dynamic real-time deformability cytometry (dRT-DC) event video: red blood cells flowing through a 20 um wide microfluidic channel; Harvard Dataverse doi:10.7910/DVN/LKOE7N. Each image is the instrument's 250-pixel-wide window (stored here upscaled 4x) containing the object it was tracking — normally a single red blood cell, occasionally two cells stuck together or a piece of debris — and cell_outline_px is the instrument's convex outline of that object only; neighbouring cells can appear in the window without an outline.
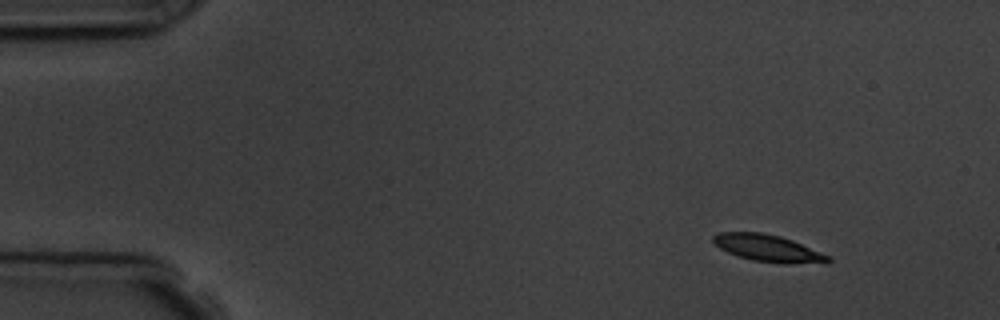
{"species": "common noctule bat (a hibernating species)", "species_latin": "Nyctalus noctula", "temperature_condition": "room temperature", "stored_images_in_passage": 4, "camera_frame_rate_fps": 3000, "um_per_image_px": 0.085, "animal": {"sex": "male", "body_mass_g": 19.5, "forearm_length_mm": 54.6}, "frame": {"image": 1, "passage_image": 1, "time_ms": 0.0, "image_size_px": [1000, 320], "cell_outline_px": [[832, 260], [788, 264], [784, 264], [752, 260], [728, 252], [720, 248], [712, 240], [712, 236], [716, 232], [760, 232], [780, 236], [792, 240], [832, 256]], "centroid_in_image_um": [65.25, 21.08], "position_along_channel_um": 19.8, "area_um2": 17.8}}
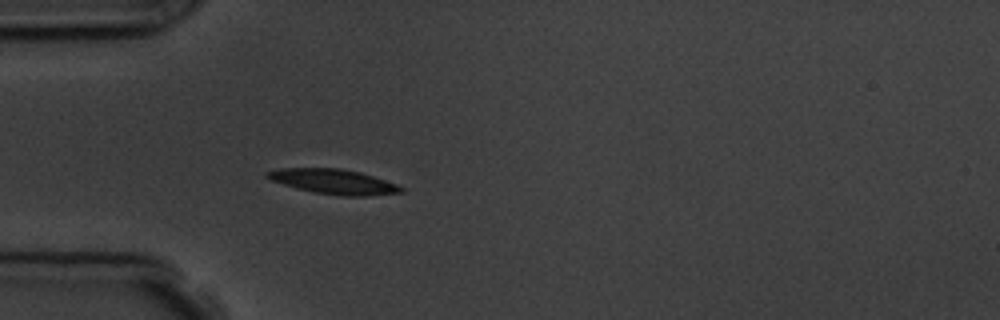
{"frame": {"image": 2, "passage_image": 4, "time_ms": 3.333, "image_size_px": [1000, 320], "cell_outline_px": [[404, 192], [372, 196], [344, 196], [316, 192], [296, 188], [272, 180], [264, 176], [264, 172], [280, 168], [340, 168], [360, 172], [396, 184], [404, 188]], "centroid_in_image_um": [28.36, 15.43], "position_along_channel_um": 56.6, "area_um2": 19.31}}